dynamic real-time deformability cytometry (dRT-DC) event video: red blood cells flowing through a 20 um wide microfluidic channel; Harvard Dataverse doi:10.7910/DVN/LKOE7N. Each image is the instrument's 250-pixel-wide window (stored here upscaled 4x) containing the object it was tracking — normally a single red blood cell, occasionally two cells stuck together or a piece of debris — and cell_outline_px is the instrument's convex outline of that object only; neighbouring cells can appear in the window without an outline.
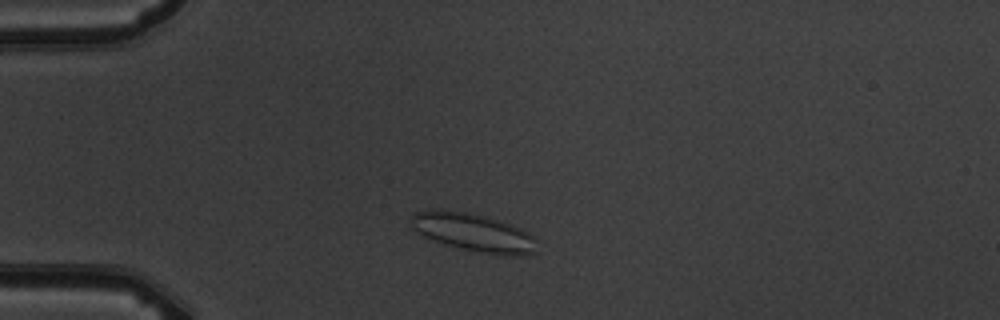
{"species": "common noctule bat (a hibernating species)", "species_latin": "Nyctalus noctula", "temperature_condition": "warm", "stored_images_in_passage": 9, "camera_frame_rate_fps": 3000, "um_per_image_px": 0.085, "animal": {"sex": "male", "body_mass_g": 19.5, "forearm_length_mm": 54.6}, "frame": {"image": 1, "passage_image": 2, "time_ms": 1.0, "image_size_px": [1000, 320], "cell_outline_px": [[536, 252], [520, 256], [508, 256], [476, 252], [456, 248], [444, 244], [424, 236], [416, 232], [412, 228], [408, 220], [416, 212], [432, 208], [440, 208], [464, 212], [484, 216], [520, 228], [536, 236]], "centroid_in_image_um": [40.21, 19.76], "position_along_channel_um": 44.8, "area_um2": 28.38}}
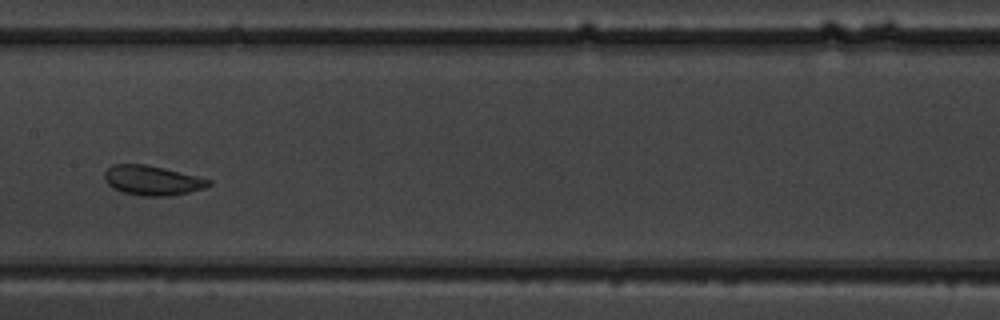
{"frame": {"image": 2, "passage_image": 6, "time_ms": 5.667, "image_size_px": [1000, 320], "cell_outline_px": [[212, 184], [204, 188], [188, 192], [168, 196], [140, 196], [120, 192], [112, 188], [104, 180], [104, 172], [112, 164], [144, 164], [164, 168], [212, 180]], "centroid_in_image_um": [12.9, 15.34], "position_along_channel_um": 194.5, "area_um2": 18.09}}
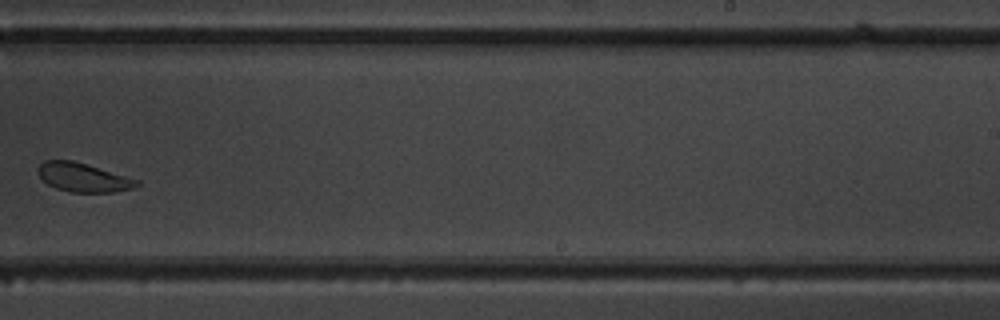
{"frame": {"image": 3, "passage_image": 8, "time_ms": 8.0, "image_size_px": [1000, 320], "cell_outline_px": [[140, 184], [136, 188], [116, 192], [72, 192], [56, 188], [48, 184], [36, 172], [36, 168], [44, 160], [72, 160], [140, 180]], "centroid_in_image_um": [7.08, 15.08], "position_along_channel_um": 281.9, "area_um2": 16.65}}